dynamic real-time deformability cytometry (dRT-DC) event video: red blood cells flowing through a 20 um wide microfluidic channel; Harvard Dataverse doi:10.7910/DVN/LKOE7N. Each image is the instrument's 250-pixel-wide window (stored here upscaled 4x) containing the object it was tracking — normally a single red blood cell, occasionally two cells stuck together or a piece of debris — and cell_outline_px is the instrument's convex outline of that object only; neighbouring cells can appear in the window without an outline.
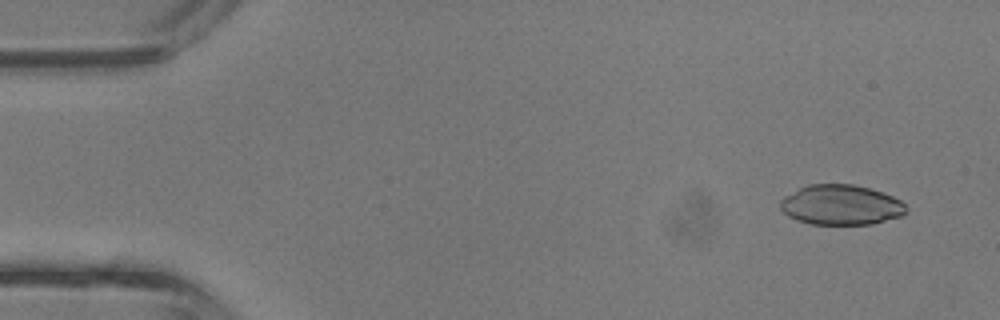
{"species": "common noctule bat (a hibernating species)", "species_latin": "Nyctalus noctula", "temperature_condition": "room temperature", "stored_images_in_passage": 4, "camera_frame_rate_fps": 3000, "um_per_image_px": 0.085, "animal": {"sex": "male", "body_mass_g": 13.3}, "frame": {"image": 1, "passage_image": 1, "time_ms": 0.0, "image_size_px": [1000, 320], "cell_outline_px": [[904, 212], [900, 216], [872, 224], [812, 224], [796, 220], [788, 216], [780, 208], [780, 200], [784, 196], [808, 184], [852, 184], [868, 188], [892, 196], [900, 200], [904, 204]], "centroid_in_image_um": [71.43, 17.42], "position_along_channel_um": 13.6, "area_um2": 29.07}}
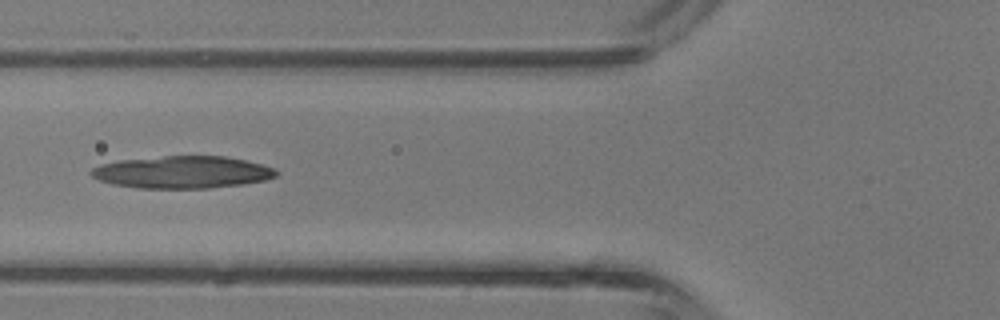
{"frame": {"image": 2, "passage_image": 4, "time_ms": 1.0, "image_size_px": [1000, 320], "cell_outline_px": [[280, 172], [276, 176], [264, 180], [244, 184], [212, 188], [136, 188], [112, 184], [100, 180], [92, 176], [88, 172], [92, 168], [100, 164], [120, 160], [164, 156], [224, 156], [244, 160], [276, 168]], "centroid_in_image_um": [15.5, 14.64], "position_along_channel_um": 110.3, "area_um2": 34.91}}